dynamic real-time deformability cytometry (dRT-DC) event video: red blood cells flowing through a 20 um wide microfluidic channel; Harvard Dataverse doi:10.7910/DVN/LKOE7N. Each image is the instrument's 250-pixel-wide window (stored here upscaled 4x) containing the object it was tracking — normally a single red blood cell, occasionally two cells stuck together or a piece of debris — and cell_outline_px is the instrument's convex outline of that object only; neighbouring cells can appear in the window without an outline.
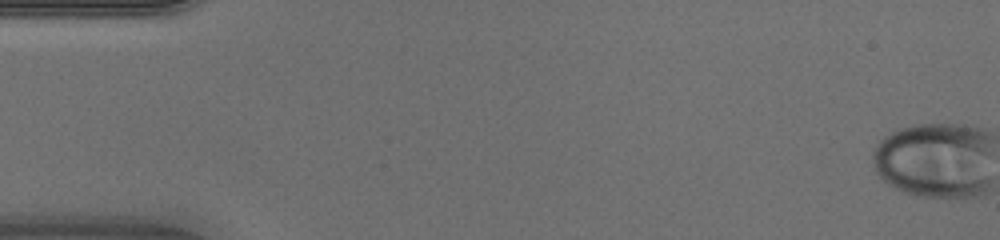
{"species": "human", "species_latin": "Homo sapiens", "temperature_condition": "warm", "stored_images_in_passage": 48, "camera_frame_rate_fps": 3000, "um_per_image_px": 0.085, "donor": {"sex": "male"}, "frame": {"image": 1, "passage_image": 1, "time_ms": 0.0, "image_size_px": [1000, 240], "cell_outline_px": [[972, 184], [964, 188], [940, 192], [916, 192], [904, 188], [896, 184], [880, 168], [876, 156], [880, 148], [892, 136], [900, 132], [912, 128], [948, 128], [968, 132], [972, 136]], "centroid_in_image_um": [78.92, 13.55], "position_along_channel_um": 6.1, "area_um2": 37.57}}
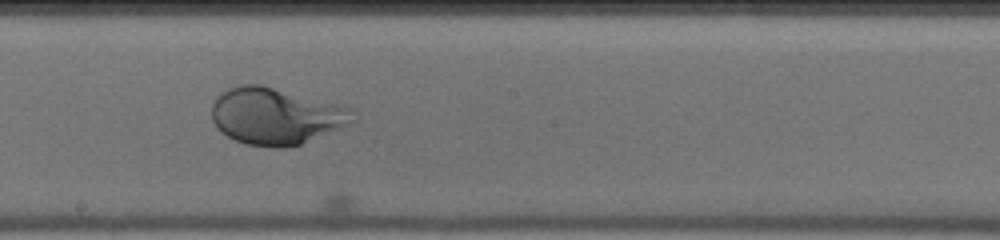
{"frame": {"image": 2, "passage_image": 27, "time_ms": 8.667, "image_size_px": [1000, 240], "cell_outline_px": [[332, 124], [300, 144], [252, 144], [236, 140], [228, 136], [216, 124], [212, 116], [212, 108], [216, 100], [224, 92], [232, 88], [268, 88], [284, 96]], "centroid_in_image_um": [22.5, 9.99], "position_along_channel_um": 225.7, "area_um2": 34.62}}
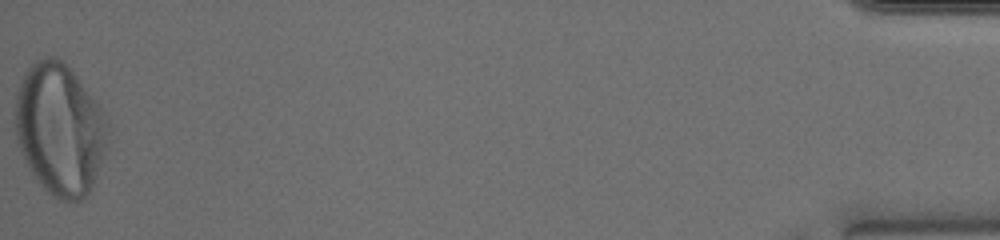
{"frame": {"image": 3, "passage_image": 48, "time_ms": 15.667, "image_size_px": [1000, 240], "cell_outline_px": [[92, 144], [88, 184], [80, 196], [64, 196], [52, 192], [44, 184], [28, 160], [20, 136], [20, 92], [24, 80], [32, 68], [36, 64], [48, 60], [52, 60], [60, 64], [72, 76], [80, 88], [92, 140]], "centroid_in_image_um": [4.74, 10.95], "position_along_channel_um": 430.5, "area_um2": 54.45}}